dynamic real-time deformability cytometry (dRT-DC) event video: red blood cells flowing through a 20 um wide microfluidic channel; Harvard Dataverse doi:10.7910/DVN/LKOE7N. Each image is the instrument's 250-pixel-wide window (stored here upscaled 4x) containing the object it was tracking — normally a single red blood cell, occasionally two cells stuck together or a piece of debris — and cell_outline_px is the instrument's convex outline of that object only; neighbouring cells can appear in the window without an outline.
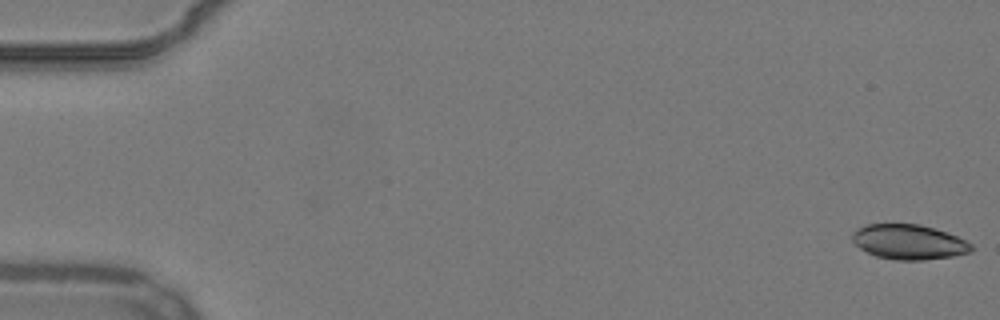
{"species": "common noctule bat (a hibernating species)", "species_latin": "Nyctalus noctula", "temperature_condition": "warm", "stored_images_in_passage": 53, "camera_frame_rate_fps": 3000, "um_per_image_px": 0.085, "animal": {"sex": "male", "body_mass_g": 19.2, "forearm_length_mm": 51.8}, "frame": {"image": 1, "passage_image": 1, "time_ms": 0.0, "image_size_px": [1000, 320], "cell_outline_px": [[972, 252], [952, 256], [924, 260], [896, 260], [876, 256], [860, 248], [852, 240], [852, 236], [856, 228], [868, 224], [920, 224], [956, 236], [972, 244]], "centroid_in_image_um": [77.24, 20.57], "position_along_channel_um": 7.8, "area_um2": 23.99}}
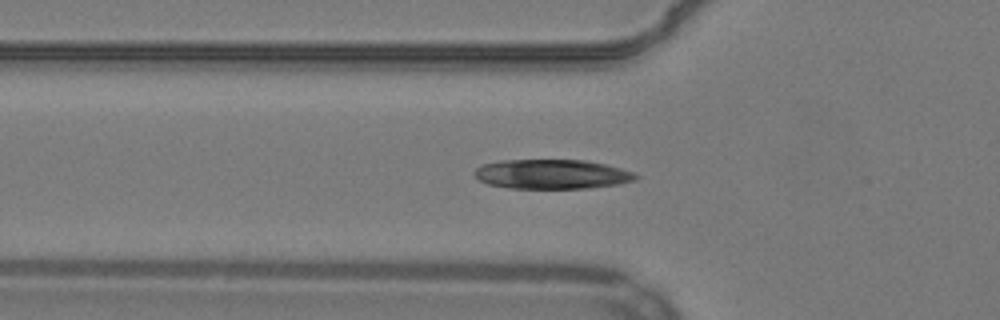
{"frame": {"image": 2, "passage_image": 19, "time_ms": 6.0, "image_size_px": [1000, 320], "cell_outline_px": [[640, 176], [636, 180], [620, 184], [588, 188], [508, 188], [488, 184], [480, 180], [472, 172], [476, 168], [484, 164], [500, 160], [584, 160], [604, 164], [636, 172]], "centroid_in_image_um": [46.94, 14.8], "position_along_channel_um": 78.9, "area_um2": 27.8}}
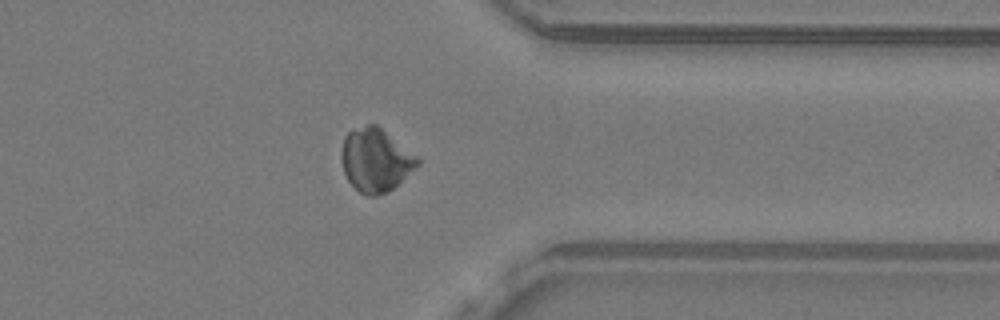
{"frame": {"image": 3, "passage_image": 43, "time_ms": 14.0, "image_size_px": [1000, 320], "cell_outline_px": [[420, 164], [388, 192], [376, 196], [368, 196], [360, 192], [348, 180], [344, 172], [340, 156], [340, 152], [344, 136], [348, 132], [368, 124], [376, 124], [416, 156], [420, 160]], "centroid_in_image_um": [31.89, 13.61], "position_along_channel_um": 379.5, "area_um2": 27.74}}